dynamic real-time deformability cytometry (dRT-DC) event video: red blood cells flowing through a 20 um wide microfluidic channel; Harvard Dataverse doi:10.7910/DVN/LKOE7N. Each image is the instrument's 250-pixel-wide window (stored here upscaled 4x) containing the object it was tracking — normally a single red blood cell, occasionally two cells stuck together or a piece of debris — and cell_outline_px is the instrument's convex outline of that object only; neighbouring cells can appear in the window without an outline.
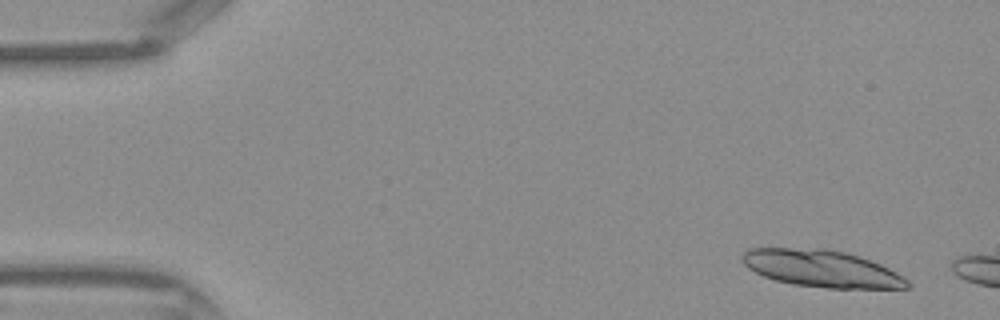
{"species": "Egyptian fruit bat (a non-hibernating species)", "species_latin": "Rousettus aegyptiacus", "temperature_condition": "warm", "stored_images_in_passage": 4, "camera_frame_rate_fps": 3000, "um_per_image_px": 0.085, "frame": {"image": 1, "passage_image": 1, "time_ms": 0.0, "image_size_px": [1000, 320], "cell_outline_px": [[912, 288], [828, 288], [792, 284], [776, 280], [764, 276], [748, 268], [740, 260], [740, 256], [748, 248], [824, 248], [844, 252], [880, 264], [896, 272], [908, 280], [912, 284]], "centroid_in_image_um": [69.82, 22.83], "position_along_channel_um": 15.2, "area_um2": 35.55}}